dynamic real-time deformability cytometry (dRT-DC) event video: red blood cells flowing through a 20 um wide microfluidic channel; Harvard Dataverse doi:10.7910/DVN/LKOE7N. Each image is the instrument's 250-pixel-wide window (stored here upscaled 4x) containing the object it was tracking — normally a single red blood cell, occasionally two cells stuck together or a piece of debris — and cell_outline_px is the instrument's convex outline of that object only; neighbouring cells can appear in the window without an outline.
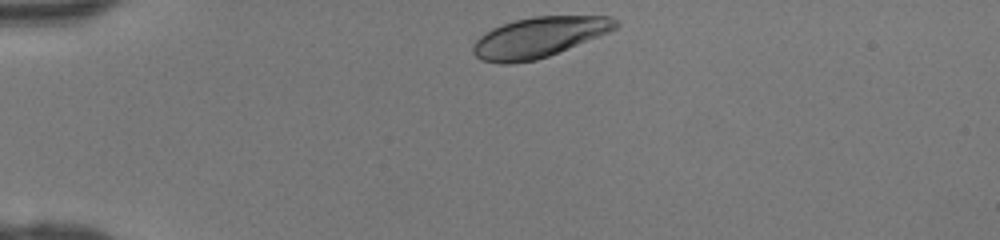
{"species": "human", "species_latin": "Homo sapiens", "temperature_condition": "room temperature", "stored_images_in_passage": 30, "camera_frame_rate_fps": 3000, "um_per_image_px": 0.085, "donor": {"sex": "female"}, "frame": {"image": 1, "passage_image": 1, "time_ms": 0.0, "image_size_px": [1000, 240], "cell_outline_px": [[620, 24], [616, 28], [608, 32], [548, 56], [536, 60], [512, 64], [500, 64], [480, 60], [472, 52], [472, 44], [484, 32], [492, 28], [516, 20], [532, 16], [612, 16]], "centroid_in_image_um": [45.77, 3.17], "position_along_channel_um": 39.2, "area_um2": 33.41}}
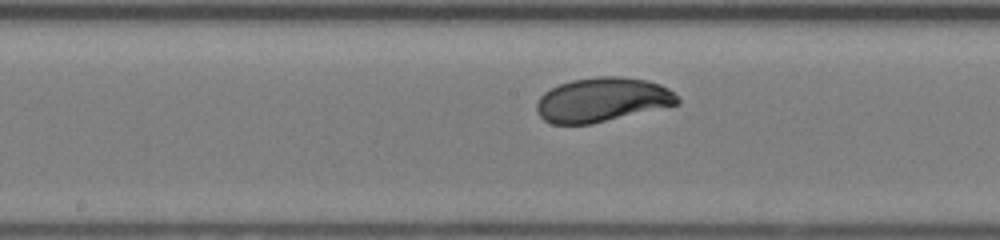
{"frame": {"image": 2, "passage_image": 15, "time_ms": 4.667, "image_size_px": [1000, 240], "cell_outline_px": [[680, 104], [592, 124], [552, 124], [544, 120], [540, 116], [536, 108], [536, 104], [540, 96], [544, 92], [560, 84], [572, 80], [596, 76], [620, 76], [648, 80], [660, 84], [668, 88], [680, 100]], "centroid_in_image_um": [51.2, 8.48], "position_along_channel_um": 197.0, "area_um2": 36.41}}
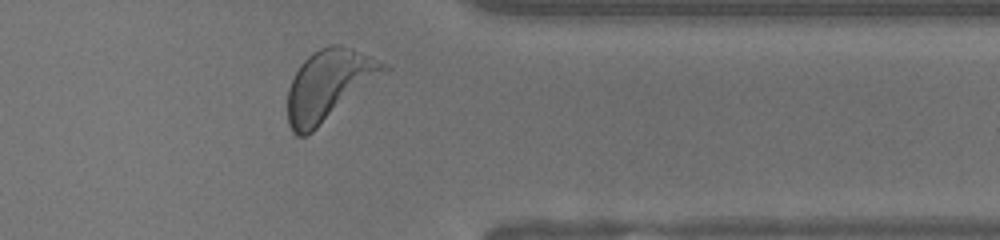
{"frame": {"image": 3, "passage_image": 28, "time_ms": 9.0, "image_size_px": [1000, 240], "cell_outline_px": [[392, 68], [308, 136], [296, 136], [292, 132], [288, 124], [288, 88], [300, 64], [308, 56], [320, 48], [328, 44], [340, 44], [352, 48], [392, 64]], "centroid_in_image_um": [28.0, 7.23], "position_along_channel_um": 383.4, "area_um2": 40.06}}